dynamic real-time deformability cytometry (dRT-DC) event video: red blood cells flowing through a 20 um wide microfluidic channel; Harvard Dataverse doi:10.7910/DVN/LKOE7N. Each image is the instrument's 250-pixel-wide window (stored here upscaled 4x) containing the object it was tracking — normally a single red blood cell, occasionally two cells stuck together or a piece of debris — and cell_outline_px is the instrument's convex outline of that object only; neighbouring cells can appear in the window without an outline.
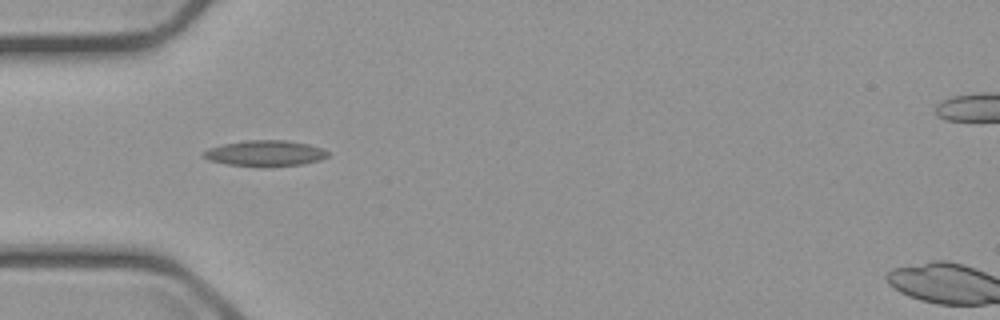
{"species": "common noctule bat (a hibernating species)", "species_latin": "Nyctalus noctula", "temperature_condition": "cold", "stored_images_in_passage": 6, "camera_frame_rate_fps": 3000, "um_per_image_px": 0.085, "animal": {"sex": "male", "body_mass_g": 23.1, "forearm_length_mm": 52.7}, "frame": {"image": 1, "passage_image": 5, "time_ms": 4.667, "image_size_px": [1000, 320], "cell_outline_px": [[328, 156], [320, 160], [304, 164], [264, 168], [228, 164], [208, 160], [200, 156], [200, 152], [208, 148], [224, 144], [244, 140], [288, 140], [308, 144], [324, 148], [328, 152]], "centroid_in_image_um": [22.51, 13.04], "position_along_channel_um": 62.5, "area_um2": 19.25}}
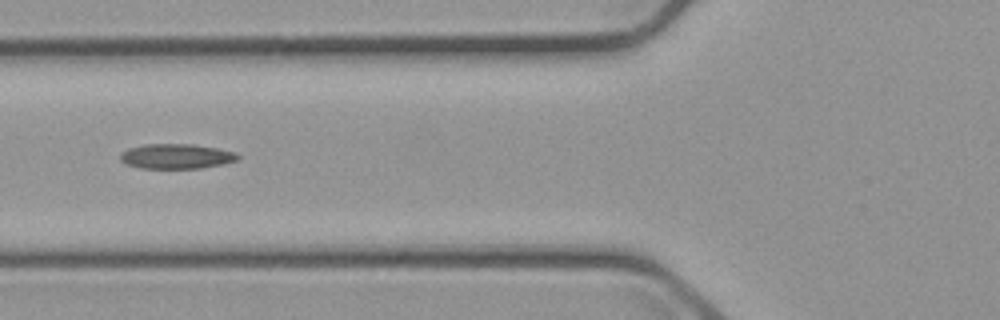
{"frame": {"image": 2, "passage_image": 6, "time_ms": 6.0, "image_size_px": [1000, 320], "cell_outline_px": [[240, 156], [236, 160], [220, 164], [200, 168], [140, 168], [124, 164], [120, 160], [120, 152], [128, 148], [144, 144], [192, 144], [216, 148], [236, 152]], "centroid_in_image_um": [14.92, 13.28], "position_along_channel_um": 110.9, "area_um2": 17.05}}